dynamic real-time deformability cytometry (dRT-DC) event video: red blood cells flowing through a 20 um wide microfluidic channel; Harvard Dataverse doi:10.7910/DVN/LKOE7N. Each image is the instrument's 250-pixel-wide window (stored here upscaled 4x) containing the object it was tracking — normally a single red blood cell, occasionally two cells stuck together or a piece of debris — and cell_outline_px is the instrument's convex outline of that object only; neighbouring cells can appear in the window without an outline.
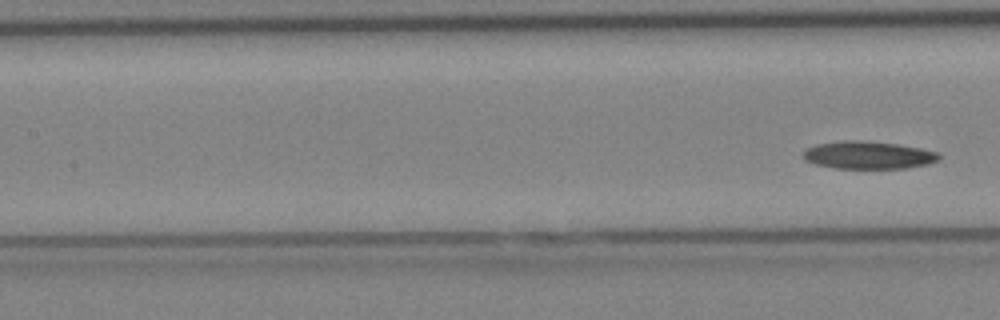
{"species": "Egyptian fruit bat (a non-hibernating species)", "species_latin": "Rousettus aegyptiacus", "temperature_condition": "cold", "stored_images_in_passage": 5, "segment_of_instrument_passage": [2, 2], "camera_frame_rate_fps": 3000, "um_per_image_px": 0.085, "animal": {"sex": "female"}, "frame": {"image": 1, "passage_image": 5, "time_ms": 5.667, "image_size_px": [1000, 320], "cell_outline_px": [[940, 156], [936, 160], [928, 164], [904, 168], [836, 168], [816, 164], [804, 160], [800, 156], [808, 148], [816, 144], [840, 140], [864, 140], [900, 144], [940, 152]], "centroid_in_image_um": [73.78, 13.17], "position_along_channel_um": 133.6, "area_um2": 22.02}}